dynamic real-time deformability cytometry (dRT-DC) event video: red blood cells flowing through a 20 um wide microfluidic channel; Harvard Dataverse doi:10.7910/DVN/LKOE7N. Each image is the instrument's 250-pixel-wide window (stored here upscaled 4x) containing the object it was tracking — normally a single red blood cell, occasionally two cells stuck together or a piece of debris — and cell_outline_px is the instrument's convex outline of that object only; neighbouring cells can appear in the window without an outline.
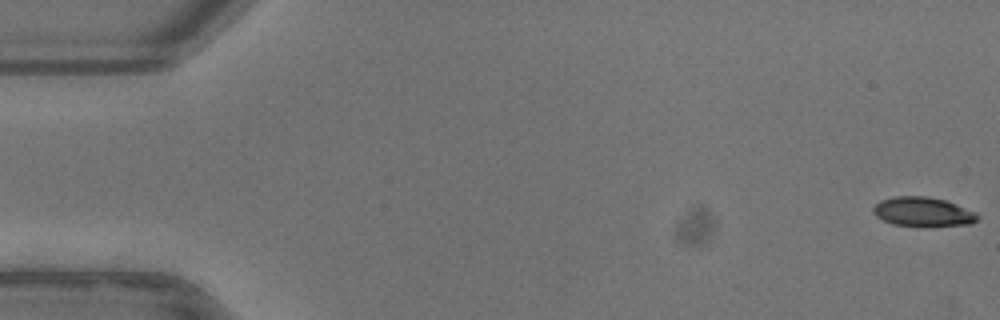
{"species": "common noctule bat (a hibernating species)", "species_latin": "Nyctalus noctula", "temperature_condition": "warm", "stored_images_in_passage": 11, "camera_frame_rate_fps": 3000, "um_per_image_px": 0.085, "animal": {"sex": "female"}, "frame": {"image": 1, "passage_image": 1, "time_ms": 0.0, "image_size_px": [1000, 320], "cell_outline_px": [[980, 216], [972, 224], [920, 228], [916, 228], [892, 224], [876, 216], [872, 212], [872, 208], [880, 200], [896, 196], [928, 196], [944, 200], [976, 212]], "centroid_in_image_um": [78.44, 18.04], "position_along_channel_um": 6.6, "area_um2": 18.32}}